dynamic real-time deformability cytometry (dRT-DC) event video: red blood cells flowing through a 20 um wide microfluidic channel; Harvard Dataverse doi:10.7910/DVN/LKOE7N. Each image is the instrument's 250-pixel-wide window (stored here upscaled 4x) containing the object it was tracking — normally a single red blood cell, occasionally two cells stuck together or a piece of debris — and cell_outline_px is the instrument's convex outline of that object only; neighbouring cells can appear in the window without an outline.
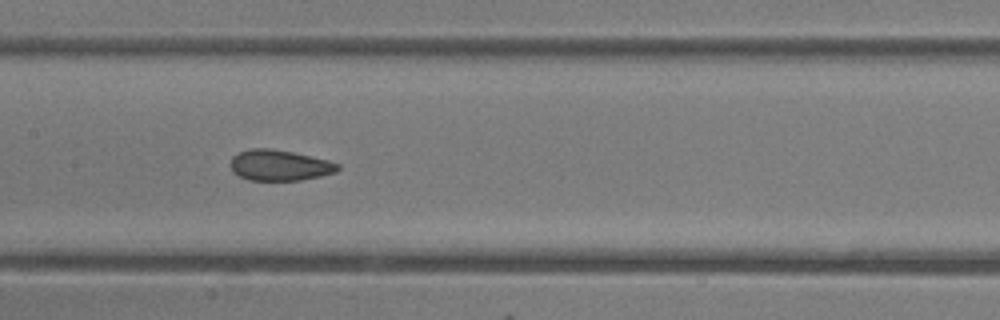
{"species": "common noctule bat (a hibernating species)", "species_latin": "Nyctalus noctula", "temperature_condition": "room temperature", "stored_images_in_passage": 38, "camera_frame_rate_fps": 3000, "um_per_image_px": 0.085, "animal": {"sex": "female"}, "frame": {"image": 1, "passage_image": 12, "time_ms": 3.667, "image_size_px": [1000, 320], "cell_outline_px": [[340, 168], [336, 172], [320, 176], [300, 180], [248, 180], [232, 172], [232, 156], [240, 152], [252, 148], [272, 148], [292, 152], [328, 160], [340, 164]], "centroid_in_image_um": [23.78, 14.05], "position_along_channel_um": 183.6, "area_um2": 19.13}, "authors_computed_cell_mechanics": {"area_um2": 20.3167, "velocity_mm_per_s": 4.1305, "shape_relaxation_time_tau1_ms": null, "shape_relaxation_time_tau2_ms": 0.8782, "deformation_change_tau1": null, "deformation_change_tau2": 0.0579}}